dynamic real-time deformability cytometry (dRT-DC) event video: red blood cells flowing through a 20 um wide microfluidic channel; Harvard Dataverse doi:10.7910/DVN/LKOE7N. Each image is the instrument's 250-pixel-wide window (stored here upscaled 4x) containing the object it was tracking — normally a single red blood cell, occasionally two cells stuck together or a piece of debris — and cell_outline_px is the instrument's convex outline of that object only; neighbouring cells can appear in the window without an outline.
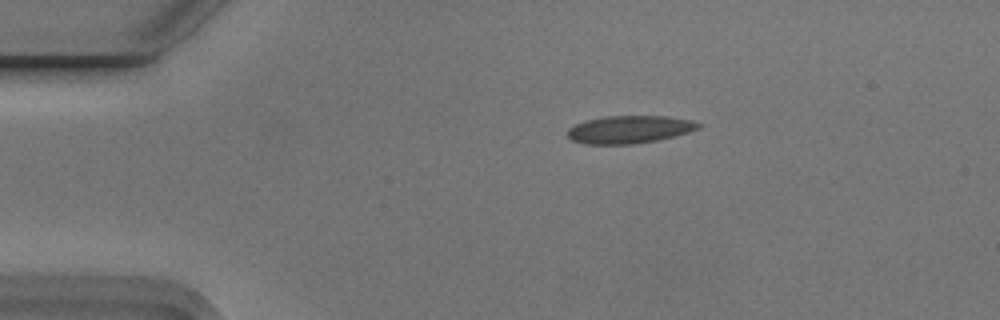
{"species": "Egyptian fruit bat (a non-hibernating species)", "species_latin": "Rousettus aegyptiacus", "temperature_condition": "cold", "stored_images_in_passage": 6, "camera_frame_rate_fps": 3000, "um_per_image_px": 0.085, "animal": {"sex": "male"}, "frame": {"image": 1, "passage_image": 1, "time_ms": 0.0, "image_size_px": [1000, 320], "cell_outline_px": [[700, 128], [688, 132], [656, 140], [632, 144], [584, 144], [572, 140], [568, 136], [568, 128], [576, 124], [588, 120], [604, 116], [668, 116], [692, 120], [700, 124]], "centroid_in_image_um": [53.49, 11.0], "position_along_channel_um": 31.5, "area_um2": 20.92}}
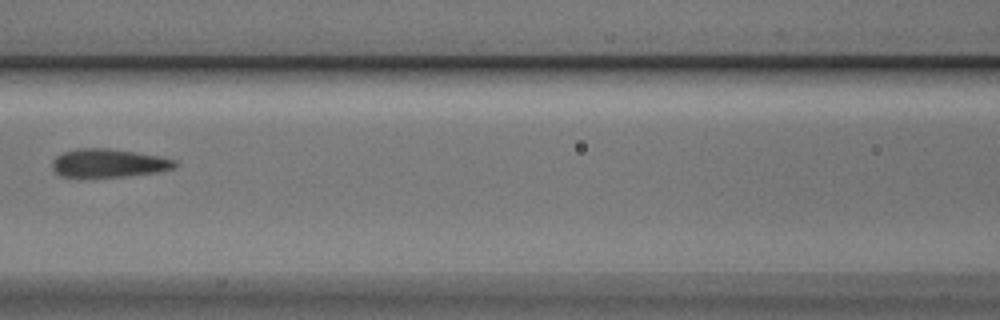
{"frame": {"image": 2, "passage_image": 5, "time_ms": 1.333, "image_size_px": [1000, 320], "cell_outline_px": [[180, 164], [172, 168], [156, 172], [124, 176], [60, 176], [52, 168], [52, 160], [56, 156], [64, 152], [80, 148], [108, 148], [136, 152], [160, 156], [176, 160]], "centroid_in_image_um": [9.25, 13.84], "position_along_channel_um": 157.4, "area_um2": 20.06}}
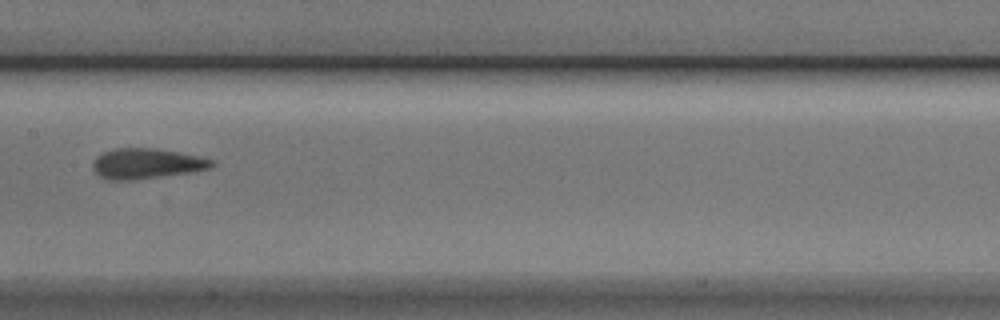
{"frame": {"image": 3, "passage_image": 6, "time_ms": 1.667, "image_size_px": [1000, 320], "cell_outline_px": [[216, 164], [208, 168], [188, 172], [132, 180], [108, 180], [100, 176], [92, 168], [92, 164], [96, 156], [104, 152], [116, 148], [156, 148], [180, 152], [200, 156], [216, 160]], "centroid_in_image_um": [12.45, 13.89], "position_along_channel_um": 194.9, "area_um2": 20.98}}